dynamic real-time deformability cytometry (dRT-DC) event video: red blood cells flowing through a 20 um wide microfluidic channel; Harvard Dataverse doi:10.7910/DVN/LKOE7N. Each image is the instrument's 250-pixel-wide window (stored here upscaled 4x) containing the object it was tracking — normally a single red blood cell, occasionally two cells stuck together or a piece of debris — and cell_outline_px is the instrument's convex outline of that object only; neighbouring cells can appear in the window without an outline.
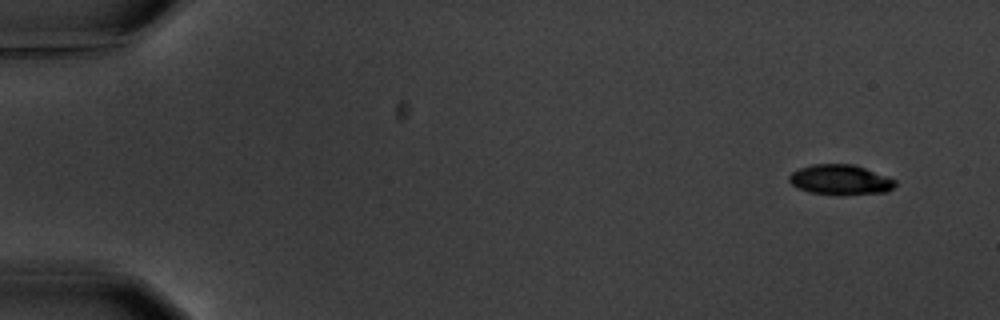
{"species": "common noctule bat (a hibernating species)", "species_latin": "Nyctalus noctula", "temperature_condition": "warm", "stored_images_in_passage": 6, "camera_frame_rate_fps": 3000, "um_per_image_px": 0.085, "animal": {"sex": "male", "body_mass_g": 20.1, "forearm_length_mm": 53.5}, "frame": {"image": 1, "passage_image": 1, "time_ms": 0.0, "image_size_px": [1000, 320], "cell_outline_px": [[896, 184], [888, 192], [808, 192], [796, 188], [788, 180], [788, 176], [792, 172], [800, 168], [812, 164], [852, 164], [864, 168], [896, 180]], "centroid_in_image_um": [71.37, 15.23], "position_along_channel_um": 13.6, "area_um2": 17.69}}
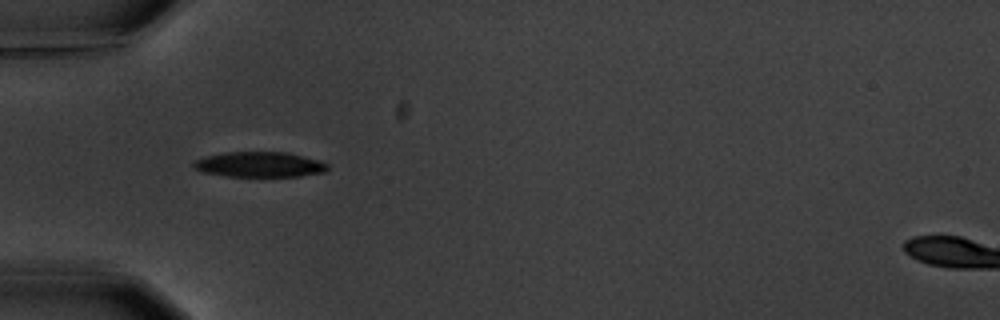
{"frame": {"image": 2, "passage_image": 5, "time_ms": 5.0, "image_size_px": [1000, 320], "cell_outline_px": [[328, 168], [324, 172], [300, 176], [224, 176], [204, 172], [192, 168], [192, 164], [196, 160], [204, 156], [224, 152], [288, 152], [320, 160], [328, 164]], "centroid_in_image_um": [22.05, 13.97], "position_along_channel_um": 63.0, "area_um2": 19.83}}
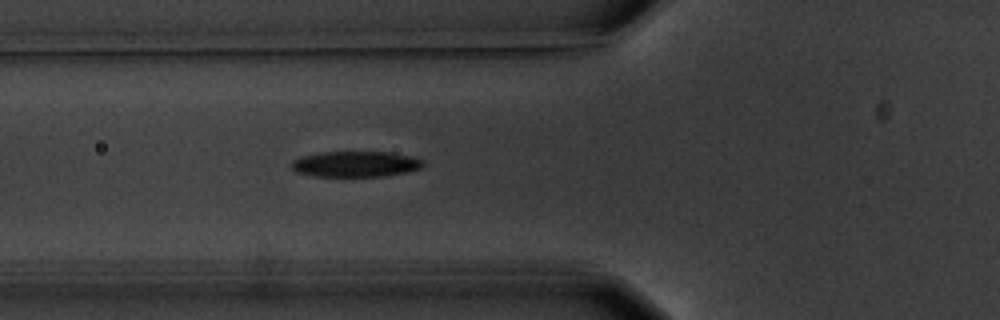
{"frame": {"image": 3, "passage_image": 6, "time_ms": 6.0, "image_size_px": [1000, 320], "cell_outline_px": [[424, 164], [420, 168], [408, 172], [384, 176], [316, 176], [296, 172], [292, 168], [292, 160], [300, 156], [320, 152], [392, 152], [424, 160]], "centroid_in_image_um": [30.21, 13.94], "position_along_channel_um": 95.6, "area_um2": 19.71}}